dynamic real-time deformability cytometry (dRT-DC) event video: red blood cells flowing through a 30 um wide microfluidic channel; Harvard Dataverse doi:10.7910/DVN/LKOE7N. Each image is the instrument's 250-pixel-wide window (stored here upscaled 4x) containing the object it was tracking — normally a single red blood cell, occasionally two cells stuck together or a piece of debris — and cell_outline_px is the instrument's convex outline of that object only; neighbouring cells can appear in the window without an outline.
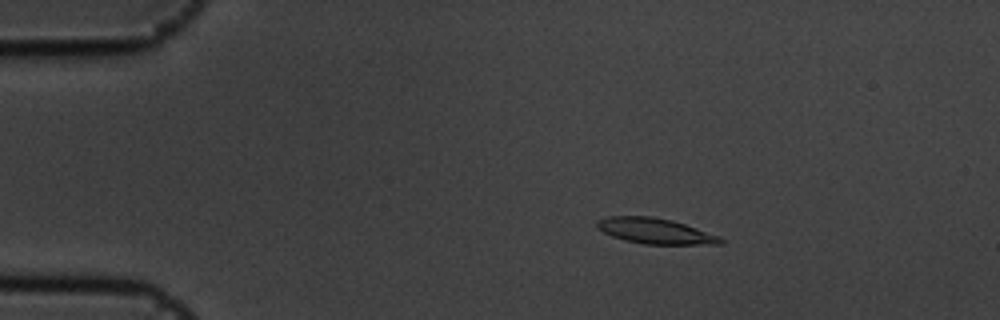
{"species": "common noctule bat (a hibernating species)", "species_latin": "Nyctalus noctula", "temperature_condition": "cold", "stored_images_in_passage": 53, "camera_frame_rate_fps": 3000, "um_per_image_px": 0.085, "animal": {"sex": "male", "body_mass_g": 19.5, "forearm_length_mm": 54.6}, "frame": {"image": 1, "passage_image": 7, "time_ms": 2.0, "image_size_px": [1000, 320], "cell_outline_px": [[724, 244], [644, 244], [624, 240], [612, 236], [596, 228], [596, 220], [608, 216], [652, 216], [672, 220], [720, 236], [724, 240]], "centroid_in_image_um": [55.67, 19.63], "position_along_channel_um": 29.3, "area_um2": 18.44}}
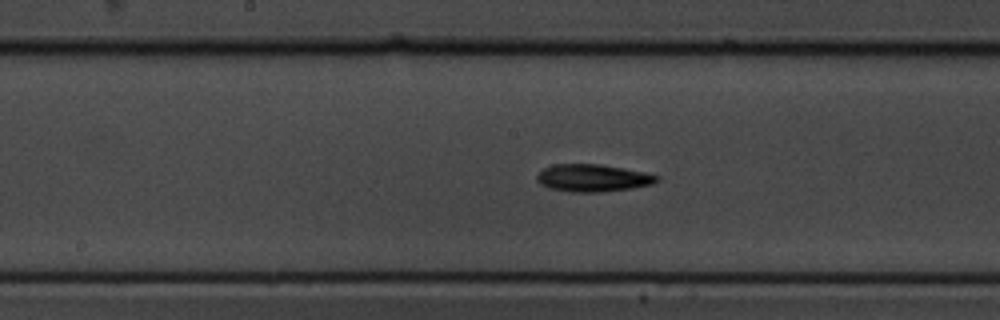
{"frame": {"image": 2, "passage_image": 26, "time_ms": 8.333, "image_size_px": [1000, 320], "cell_outline_px": [[660, 180], [652, 184], [632, 188], [600, 192], [572, 192], [548, 188], [540, 184], [536, 180], [536, 176], [544, 168], [552, 164], [600, 164], [624, 168], [644, 172], [660, 176]], "centroid_in_image_um": [50.38, 15.13], "position_along_channel_um": 197.8, "area_um2": 19.25}}
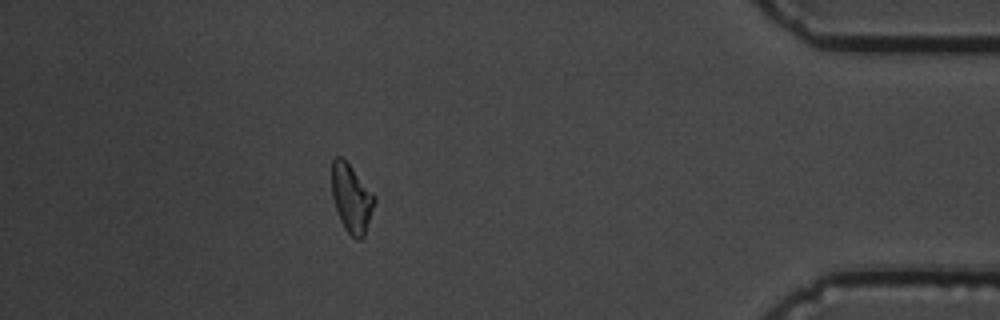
{"frame": {"image": 3, "passage_image": 47, "time_ms": 15.333, "image_size_px": [1000, 320], "cell_outline_px": [[376, 200], [364, 236], [360, 240], [356, 240], [344, 228], [340, 220], [332, 196], [332, 160], [336, 156], [340, 156], [352, 168], [376, 196]], "centroid_in_image_um": [29.88, 16.87], "position_along_channel_um": 405.3, "area_um2": 16.82}, "authors_computed_cell_mechanics": {"area_um2": 17.8602, "velocity_mm_per_s": 3.5862, "shape_relaxation_time_tau1_ms": 3.5942, "shape_relaxation_time_tau2_ms": null, "deformation_change_tau1": 0.1206, "deformation_change_tau2": null}}